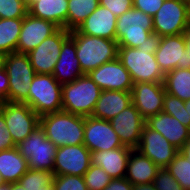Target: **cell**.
<instances>
[{"label":"cell","mask_w":190,"mask_h":190,"mask_svg":"<svg viewBox=\"0 0 190 190\" xmlns=\"http://www.w3.org/2000/svg\"><path fill=\"white\" fill-rule=\"evenodd\" d=\"M190 161V138L185 142L183 147L179 150Z\"/></svg>","instance_id":"ee69618b"},{"label":"cell","mask_w":190,"mask_h":190,"mask_svg":"<svg viewBox=\"0 0 190 190\" xmlns=\"http://www.w3.org/2000/svg\"><path fill=\"white\" fill-rule=\"evenodd\" d=\"M165 92L183 101L190 100V69L176 68L165 73Z\"/></svg>","instance_id":"83f0119b"},{"label":"cell","mask_w":190,"mask_h":190,"mask_svg":"<svg viewBox=\"0 0 190 190\" xmlns=\"http://www.w3.org/2000/svg\"><path fill=\"white\" fill-rule=\"evenodd\" d=\"M5 67V55L0 53V71Z\"/></svg>","instance_id":"c3c4849f"},{"label":"cell","mask_w":190,"mask_h":190,"mask_svg":"<svg viewBox=\"0 0 190 190\" xmlns=\"http://www.w3.org/2000/svg\"><path fill=\"white\" fill-rule=\"evenodd\" d=\"M131 151V148L123 146L113 150L91 152V164L103 168L112 179H121L126 175Z\"/></svg>","instance_id":"cb8c5ba5"},{"label":"cell","mask_w":190,"mask_h":190,"mask_svg":"<svg viewBox=\"0 0 190 190\" xmlns=\"http://www.w3.org/2000/svg\"><path fill=\"white\" fill-rule=\"evenodd\" d=\"M16 146L27 160L29 169L53 172L57 147L46 138L40 124Z\"/></svg>","instance_id":"ba28073f"},{"label":"cell","mask_w":190,"mask_h":190,"mask_svg":"<svg viewBox=\"0 0 190 190\" xmlns=\"http://www.w3.org/2000/svg\"><path fill=\"white\" fill-rule=\"evenodd\" d=\"M163 2L164 0H133V8L153 17Z\"/></svg>","instance_id":"f35d334b"},{"label":"cell","mask_w":190,"mask_h":190,"mask_svg":"<svg viewBox=\"0 0 190 190\" xmlns=\"http://www.w3.org/2000/svg\"><path fill=\"white\" fill-rule=\"evenodd\" d=\"M131 93L132 104L145 120L162 112L166 93L163 82L134 83Z\"/></svg>","instance_id":"e0dca14e"},{"label":"cell","mask_w":190,"mask_h":190,"mask_svg":"<svg viewBox=\"0 0 190 190\" xmlns=\"http://www.w3.org/2000/svg\"><path fill=\"white\" fill-rule=\"evenodd\" d=\"M34 190H53V186L41 187V188L34 189Z\"/></svg>","instance_id":"f907efd6"},{"label":"cell","mask_w":190,"mask_h":190,"mask_svg":"<svg viewBox=\"0 0 190 190\" xmlns=\"http://www.w3.org/2000/svg\"><path fill=\"white\" fill-rule=\"evenodd\" d=\"M28 14L25 0H0V18H24Z\"/></svg>","instance_id":"836d02e7"},{"label":"cell","mask_w":190,"mask_h":190,"mask_svg":"<svg viewBox=\"0 0 190 190\" xmlns=\"http://www.w3.org/2000/svg\"><path fill=\"white\" fill-rule=\"evenodd\" d=\"M189 24V6L185 0H164L153 16L156 38L182 34Z\"/></svg>","instance_id":"9c48e42d"},{"label":"cell","mask_w":190,"mask_h":190,"mask_svg":"<svg viewBox=\"0 0 190 190\" xmlns=\"http://www.w3.org/2000/svg\"><path fill=\"white\" fill-rule=\"evenodd\" d=\"M39 0H25L27 8H29L33 3L37 2Z\"/></svg>","instance_id":"681fc988"},{"label":"cell","mask_w":190,"mask_h":190,"mask_svg":"<svg viewBox=\"0 0 190 190\" xmlns=\"http://www.w3.org/2000/svg\"><path fill=\"white\" fill-rule=\"evenodd\" d=\"M0 111L15 145L27 138L39 125L40 116L26 103L5 101L0 104Z\"/></svg>","instance_id":"30bf717a"},{"label":"cell","mask_w":190,"mask_h":190,"mask_svg":"<svg viewBox=\"0 0 190 190\" xmlns=\"http://www.w3.org/2000/svg\"><path fill=\"white\" fill-rule=\"evenodd\" d=\"M153 17L135 8L117 18L116 41L118 46L138 48L155 41Z\"/></svg>","instance_id":"277c9868"},{"label":"cell","mask_w":190,"mask_h":190,"mask_svg":"<svg viewBox=\"0 0 190 190\" xmlns=\"http://www.w3.org/2000/svg\"><path fill=\"white\" fill-rule=\"evenodd\" d=\"M28 169V162L17 146L0 150V174L6 183L18 182Z\"/></svg>","instance_id":"4316f807"},{"label":"cell","mask_w":190,"mask_h":190,"mask_svg":"<svg viewBox=\"0 0 190 190\" xmlns=\"http://www.w3.org/2000/svg\"><path fill=\"white\" fill-rule=\"evenodd\" d=\"M15 146L11 135L7 132L4 115L0 111V150L13 148Z\"/></svg>","instance_id":"ab89813d"},{"label":"cell","mask_w":190,"mask_h":190,"mask_svg":"<svg viewBox=\"0 0 190 190\" xmlns=\"http://www.w3.org/2000/svg\"><path fill=\"white\" fill-rule=\"evenodd\" d=\"M162 111L177 118L180 123L187 126V110L183 100L165 93Z\"/></svg>","instance_id":"e575fe53"},{"label":"cell","mask_w":190,"mask_h":190,"mask_svg":"<svg viewBox=\"0 0 190 190\" xmlns=\"http://www.w3.org/2000/svg\"><path fill=\"white\" fill-rule=\"evenodd\" d=\"M23 24V18H0V53L7 55L17 52V43Z\"/></svg>","instance_id":"f1b7e54d"},{"label":"cell","mask_w":190,"mask_h":190,"mask_svg":"<svg viewBox=\"0 0 190 190\" xmlns=\"http://www.w3.org/2000/svg\"><path fill=\"white\" fill-rule=\"evenodd\" d=\"M39 116L62 110V85L52 74H36L25 102Z\"/></svg>","instance_id":"8992f818"},{"label":"cell","mask_w":190,"mask_h":190,"mask_svg":"<svg viewBox=\"0 0 190 190\" xmlns=\"http://www.w3.org/2000/svg\"><path fill=\"white\" fill-rule=\"evenodd\" d=\"M28 13L67 30L68 0H39L28 8Z\"/></svg>","instance_id":"484cf974"},{"label":"cell","mask_w":190,"mask_h":190,"mask_svg":"<svg viewBox=\"0 0 190 190\" xmlns=\"http://www.w3.org/2000/svg\"><path fill=\"white\" fill-rule=\"evenodd\" d=\"M123 146L137 149L146 120L131 104L117 116L109 120Z\"/></svg>","instance_id":"5bb4252c"},{"label":"cell","mask_w":190,"mask_h":190,"mask_svg":"<svg viewBox=\"0 0 190 190\" xmlns=\"http://www.w3.org/2000/svg\"><path fill=\"white\" fill-rule=\"evenodd\" d=\"M153 184L157 190H184L166 168L158 170Z\"/></svg>","instance_id":"8d00e7d4"},{"label":"cell","mask_w":190,"mask_h":190,"mask_svg":"<svg viewBox=\"0 0 190 190\" xmlns=\"http://www.w3.org/2000/svg\"><path fill=\"white\" fill-rule=\"evenodd\" d=\"M99 5V0H68L67 30L77 29Z\"/></svg>","instance_id":"f546056e"},{"label":"cell","mask_w":190,"mask_h":190,"mask_svg":"<svg viewBox=\"0 0 190 190\" xmlns=\"http://www.w3.org/2000/svg\"><path fill=\"white\" fill-rule=\"evenodd\" d=\"M156 48V40L148 46L138 48L118 46V58L130 73L133 83L164 81L165 74L155 56Z\"/></svg>","instance_id":"6da1fadb"},{"label":"cell","mask_w":190,"mask_h":190,"mask_svg":"<svg viewBox=\"0 0 190 190\" xmlns=\"http://www.w3.org/2000/svg\"><path fill=\"white\" fill-rule=\"evenodd\" d=\"M103 90L132 91L130 73L119 58L106 62L87 74Z\"/></svg>","instance_id":"2e32d148"},{"label":"cell","mask_w":190,"mask_h":190,"mask_svg":"<svg viewBox=\"0 0 190 190\" xmlns=\"http://www.w3.org/2000/svg\"><path fill=\"white\" fill-rule=\"evenodd\" d=\"M70 37L76 44V54L83 75L118 58V42L116 40L88 36L79 33L76 29L70 31Z\"/></svg>","instance_id":"3957f363"},{"label":"cell","mask_w":190,"mask_h":190,"mask_svg":"<svg viewBox=\"0 0 190 190\" xmlns=\"http://www.w3.org/2000/svg\"><path fill=\"white\" fill-rule=\"evenodd\" d=\"M145 124L150 129L159 132L178 150L190 138V128L180 123L177 118L163 111L148 117Z\"/></svg>","instance_id":"ffe728a7"},{"label":"cell","mask_w":190,"mask_h":190,"mask_svg":"<svg viewBox=\"0 0 190 190\" xmlns=\"http://www.w3.org/2000/svg\"><path fill=\"white\" fill-rule=\"evenodd\" d=\"M188 6H189V19H190V4H188Z\"/></svg>","instance_id":"db71d44e"},{"label":"cell","mask_w":190,"mask_h":190,"mask_svg":"<svg viewBox=\"0 0 190 190\" xmlns=\"http://www.w3.org/2000/svg\"><path fill=\"white\" fill-rule=\"evenodd\" d=\"M184 105L187 110V127L190 128V100L184 101Z\"/></svg>","instance_id":"bcb514c9"},{"label":"cell","mask_w":190,"mask_h":190,"mask_svg":"<svg viewBox=\"0 0 190 190\" xmlns=\"http://www.w3.org/2000/svg\"><path fill=\"white\" fill-rule=\"evenodd\" d=\"M9 190H26L24 187L19 183H9Z\"/></svg>","instance_id":"7dc6e473"},{"label":"cell","mask_w":190,"mask_h":190,"mask_svg":"<svg viewBox=\"0 0 190 190\" xmlns=\"http://www.w3.org/2000/svg\"><path fill=\"white\" fill-rule=\"evenodd\" d=\"M91 165V152L84 145H69L56 150L53 174L83 176Z\"/></svg>","instance_id":"7c38bea8"},{"label":"cell","mask_w":190,"mask_h":190,"mask_svg":"<svg viewBox=\"0 0 190 190\" xmlns=\"http://www.w3.org/2000/svg\"><path fill=\"white\" fill-rule=\"evenodd\" d=\"M117 17L106 7L99 5L76 29L88 36L116 40Z\"/></svg>","instance_id":"44dd1931"},{"label":"cell","mask_w":190,"mask_h":190,"mask_svg":"<svg viewBox=\"0 0 190 190\" xmlns=\"http://www.w3.org/2000/svg\"><path fill=\"white\" fill-rule=\"evenodd\" d=\"M88 190H103L112 180L100 166L91 164L83 175Z\"/></svg>","instance_id":"d6a6232c"},{"label":"cell","mask_w":190,"mask_h":190,"mask_svg":"<svg viewBox=\"0 0 190 190\" xmlns=\"http://www.w3.org/2000/svg\"><path fill=\"white\" fill-rule=\"evenodd\" d=\"M131 104V91L103 90L91 117L109 121Z\"/></svg>","instance_id":"603a6c76"},{"label":"cell","mask_w":190,"mask_h":190,"mask_svg":"<svg viewBox=\"0 0 190 190\" xmlns=\"http://www.w3.org/2000/svg\"><path fill=\"white\" fill-rule=\"evenodd\" d=\"M0 190H9V184L6 183V184L0 186Z\"/></svg>","instance_id":"816d5d0a"},{"label":"cell","mask_w":190,"mask_h":190,"mask_svg":"<svg viewBox=\"0 0 190 190\" xmlns=\"http://www.w3.org/2000/svg\"><path fill=\"white\" fill-rule=\"evenodd\" d=\"M185 50L183 57V68L190 69V24L183 31Z\"/></svg>","instance_id":"b9f144b4"},{"label":"cell","mask_w":190,"mask_h":190,"mask_svg":"<svg viewBox=\"0 0 190 190\" xmlns=\"http://www.w3.org/2000/svg\"><path fill=\"white\" fill-rule=\"evenodd\" d=\"M100 87L87 75L62 85V110L89 117L101 93Z\"/></svg>","instance_id":"5b68a950"},{"label":"cell","mask_w":190,"mask_h":190,"mask_svg":"<svg viewBox=\"0 0 190 190\" xmlns=\"http://www.w3.org/2000/svg\"><path fill=\"white\" fill-rule=\"evenodd\" d=\"M6 184V182L4 181L3 177L0 174V186Z\"/></svg>","instance_id":"f5cc1de1"},{"label":"cell","mask_w":190,"mask_h":190,"mask_svg":"<svg viewBox=\"0 0 190 190\" xmlns=\"http://www.w3.org/2000/svg\"><path fill=\"white\" fill-rule=\"evenodd\" d=\"M99 3L108 8L117 18L133 8V0H99Z\"/></svg>","instance_id":"74e56055"},{"label":"cell","mask_w":190,"mask_h":190,"mask_svg":"<svg viewBox=\"0 0 190 190\" xmlns=\"http://www.w3.org/2000/svg\"><path fill=\"white\" fill-rule=\"evenodd\" d=\"M83 144L90 150L107 151L123 147L110 121L94 117H84Z\"/></svg>","instance_id":"4fadbf2b"},{"label":"cell","mask_w":190,"mask_h":190,"mask_svg":"<svg viewBox=\"0 0 190 190\" xmlns=\"http://www.w3.org/2000/svg\"><path fill=\"white\" fill-rule=\"evenodd\" d=\"M70 36V31L59 28L54 34L42 41L28 54L31 66L36 74H52L59 59L63 42Z\"/></svg>","instance_id":"8fae6325"},{"label":"cell","mask_w":190,"mask_h":190,"mask_svg":"<svg viewBox=\"0 0 190 190\" xmlns=\"http://www.w3.org/2000/svg\"><path fill=\"white\" fill-rule=\"evenodd\" d=\"M133 190H157L153 183L137 184L133 186Z\"/></svg>","instance_id":"f6af8a7d"},{"label":"cell","mask_w":190,"mask_h":190,"mask_svg":"<svg viewBox=\"0 0 190 190\" xmlns=\"http://www.w3.org/2000/svg\"><path fill=\"white\" fill-rule=\"evenodd\" d=\"M155 40L157 41L155 56L163 73L183 68L185 50L183 34L162 36Z\"/></svg>","instance_id":"d6986e66"},{"label":"cell","mask_w":190,"mask_h":190,"mask_svg":"<svg viewBox=\"0 0 190 190\" xmlns=\"http://www.w3.org/2000/svg\"><path fill=\"white\" fill-rule=\"evenodd\" d=\"M166 169L184 190H190V161L181 152L175 155Z\"/></svg>","instance_id":"4dcf8cb0"},{"label":"cell","mask_w":190,"mask_h":190,"mask_svg":"<svg viewBox=\"0 0 190 190\" xmlns=\"http://www.w3.org/2000/svg\"><path fill=\"white\" fill-rule=\"evenodd\" d=\"M8 75L5 70L0 71V104L9 101V83H8Z\"/></svg>","instance_id":"60d3db41"},{"label":"cell","mask_w":190,"mask_h":190,"mask_svg":"<svg viewBox=\"0 0 190 190\" xmlns=\"http://www.w3.org/2000/svg\"><path fill=\"white\" fill-rule=\"evenodd\" d=\"M58 29L59 27L53 22L35 18L28 13L23 18V24L17 43V52L29 53Z\"/></svg>","instance_id":"ac0fdd59"},{"label":"cell","mask_w":190,"mask_h":190,"mask_svg":"<svg viewBox=\"0 0 190 190\" xmlns=\"http://www.w3.org/2000/svg\"><path fill=\"white\" fill-rule=\"evenodd\" d=\"M53 177L54 174L50 171L28 169L18 182L24 189L34 190L41 187L52 186Z\"/></svg>","instance_id":"1f68e13d"},{"label":"cell","mask_w":190,"mask_h":190,"mask_svg":"<svg viewBox=\"0 0 190 190\" xmlns=\"http://www.w3.org/2000/svg\"><path fill=\"white\" fill-rule=\"evenodd\" d=\"M103 190H133V185L124 177L112 179Z\"/></svg>","instance_id":"7bdbcfd3"},{"label":"cell","mask_w":190,"mask_h":190,"mask_svg":"<svg viewBox=\"0 0 190 190\" xmlns=\"http://www.w3.org/2000/svg\"><path fill=\"white\" fill-rule=\"evenodd\" d=\"M39 124L45 136L57 148L83 144L84 117L64 110L40 116Z\"/></svg>","instance_id":"7a4b0ae2"},{"label":"cell","mask_w":190,"mask_h":190,"mask_svg":"<svg viewBox=\"0 0 190 190\" xmlns=\"http://www.w3.org/2000/svg\"><path fill=\"white\" fill-rule=\"evenodd\" d=\"M160 168L137 149H132L126 168L125 178L134 186L153 183Z\"/></svg>","instance_id":"d4e9b609"},{"label":"cell","mask_w":190,"mask_h":190,"mask_svg":"<svg viewBox=\"0 0 190 190\" xmlns=\"http://www.w3.org/2000/svg\"><path fill=\"white\" fill-rule=\"evenodd\" d=\"M52 75L61 84H68L83 75L76 54V44L69 36L62 44Z\"/></svg>","instance_id":"7402d4cb"},{"label":"cell","mask_w":190,"mask_h":190,"mask_svg":"<svg viewBox=\"0 0 190 190\" xmlns=\"http://www.w3.org/2000/svg\"><path fill=\"white\" fill-rule=\"evenodd\" d=\"M53 190H88L83 176L54 175Z\"/></svg>","instance_id":"d590c367"},{"label":"cell","mask_w":190,"mask_h":190,"mask_svg":"<svg viewBox=\"0 0 190 190\" xmlns=\"http://www.w3.org/2000/svg\"><path fill=\"white\" fill-rule=\"evenodd\" d=\"M5 70L9 83V102L25 103L29 88L36 75L28 54L13 52L5 55Z\"/></svg>","instance_id":"52a82bcc"},{"label":"cell","mask_w":190,"mask_h":190,"mask_svg":"<svg viewBox=\"0 0 190 190\" xmlns=\"http://www.w3.org/2000/svg\"><path fill=\"white\" fill-rule=\"evenodd\" d=\"M137 150L150 158L159 168H166L179 152L165 137L146 124Z\"/></svg>","instance_id":"9a60e30c"}]
</instances>
